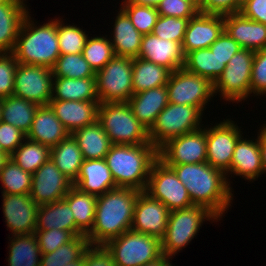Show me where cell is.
<instances>
[{"label": "cell", "instance_id": "10", "mask_svg": "<svg viewBox=\"0 0 266 266\" xmlns=\"http://www.w3.org/2000/svg\"><path fill=\"white\" fill-rule=\"evenodd\" d=\"M133 58L114 56L95 72L100 103L128 102L134 94L132 83Z\"/></svg>", "mask_w": 266, "mask_h": 266}, {"label": "cell", "instance_id": "15", "mask_svg": "<svg viewBox=\"0 0 266 266\" xmlns=\"http://www.w3.org/2000/svg\"><path fill=\"white\" fill-rule=\"evenodd\" d=\"M52 69L44 66L18 63L14 80L13 96L37 105H48L53 88Z\"/></svg>", "mask_w": 266, "mask_h": 266}, {"label": "cell", "instance_id": "17", "mask_svg": "<svg viewBox=\"0 0 266 266\" xmlns=\"http://www.w3.org/2000/svg\"><path fill=\"white\" fill-rule=\"evenodd\" d=\"M72 186L73 182L49 159L32 174L29 195L40 206L64 199Z\"/></svg>", "mask_w": 266, "mask_h": 266}, {"label": "cell", "instance_id": "7", "mask_svg": "<svg viewBox=\"0 0 266 266\" xmlns=\"http://www.w3.org/2000/svg\"><path fill=\"white\" fill-rule=\"evenodd\" d=\"M204 114L195 106L168 103L148 130L150 143L159 149L172 138L202 128Z\"/></svg>", "mask_w": 266, "mask_h": 266}, {"label": "cell", "instance_id": "53", "mask_svg": "<svg viewBox=\"0 0 266 266\" xmlns=\"http://www.w3.org/2000/svg\"><path fill=\"white\" fill-rule=\"evenodd\" d=\"M240 13L248 19L266 25V0H244Z\"/></svg>", "mask_w": 266, "mask_h": 266}, {"label": "cell", "instance_id": "58", "mask_svg": "<svg viewBox=\"0 0 266 266\" xmlns=\"http://www.w3.org/2000/svg\"><path fill=\"white\" fill-rule=\"evenodd\" d=\"M196 7L197 9L202 12L207 14V0H190Z\"/></svg>", "mask_w": 266, "mask_h": 266}, {"label": "cell", "instance_id": "34", "mask_svg": "<svg viewBox=\"0 0 266 266\" xmlns=\"http://www.w3.org/2000/svg\"><path fill=\"white\" fill-rule=\"evenodd\" d=\"M50 159L67 178L73 183L76 181L84 158L71 134L56 146L51 147Z\"/></svg>", "mask_w": 266, "mask_h": 266}, {"label": "cell", "instance_id": "23", "mask_svg": "<svg viewBox=\"0 0 266 266\" xmlns=\"http://www.w3.org/2000/svg\"><path fill=\"white\" fill-rule=\"evenodd\" d=\"M224 30L244 49L266 48V25L244 17L240 12L224 15Z\"/></svg>", "mask_w": 266, "mask_h": 266}, {"label": "cell", "instance_id": "56", "mask_svg": "<svg viewBox=\"0 0 266 266\" xmlns=\"http://www.w3.org/2000/svg\"><path fill=\"white\" fill-rule=\"evenodd\" d=\"M170 260H173L171 257L166 256L165 254H162L159 258L146 263L143 266H170L173 262Z\"/></svg>", "mask_w": 266, "mask_h": 266}, {"label": "cell", "instance_id": "51", "mask_svg": "<svg viewBox=\"0 0 266 266\" xmlns=\"http://www.w3.org/2000/svg\"><path fill=\"white\" fill-rule=\"evenodd\" d=\"M209 49L227 65L233 55L241 49V46L224 30Z\"/></svg>", "mask_w": 266, "mask_h": 266}, {"label": "cell", "instance_id": "55", "mask_svg": "<svg viewBox=\"0 0 266 266\" xmlns=\"http://www.w3.org/2000/svg\"><path fill=\"white\" fill-rule=\"evenodd\" d=\"M258 128L259 150L262 159V175L266 176V121Z\"/></svg>", "mask_w": 266, "mask_h": 266}, {"label": "cell", "instance_id": "21", "mask_svg": "<svg viewBox=\"0 0 266 266\" xmlns=\"http://www.w3.org/2000/svg\"><path fill=\"white\" fill-rule=\"evenodd\" d=\"M138 58L167 67L172 72L184 68L185 54L182 43L144 34Z\"/></svg>", "mask_w": 266, "mask_h": 266}, {"label": "cell", "instance_id": "38", "mask_svg": "<svg viewBox=\"0 0 266 266\" xmlns=\"http://www.w3.org/2000/svg\"><path fill=\"white\" fill-rule=\"evenodd\" d=\"M50 151V147L26 138L10 158L24 171L33 174L50 159Z\"/></svg>", "mask_w": 266, "mask_h": 266}, {"label": "cell", "instance_id": "11", "mask_svg": "<svg viewBox=\"0 0 266 266\" xmlns=\"http://www.w3.org/2000/svg\"><path fill=\"white\" fill-rule=\"evenodd\" d=\"M168 102L198 107L203 113L213 101L214 84L207 78L180 68L173 71L166 84Z\"/></svg>", "mask_w": 266, "mask_h": 266}, {"label": "cell", "instance_id": "60", "mask_svg": "<svg viewBox=\"0 0 266 266\" xmlns=\"http://www.w3.org/2000/svg\"><path fill=\"white\" fill-rule=\"evenodd\" d=\"M65 266H84V255L79 260H76L75 262L68 263Z\"/></svg>", "mask_w": 266, "mask_h": 266}, {"label": "cell", "instance_id": "44", "mask_svg": "<svg viewBox=\"0 0 266 266\" xmlns=\"http://www.w3.org/2000/svg\"><path fill=\"white\" fill-rule=\"evenodd\" d=\"M119 7L128 15L138 32L142 35L152 33L159 17L156 7L137 5L129 0H121Z\"/></svg>", "mask_w": 266, "mask_h": 266}, {"label": "cell", "instance_id": "63", "mask_svg": "<svg viewBox=\"0 0 266 266\" xmlns=\"http://www.w3.org/2000/svg\"><path fill=\"white\" fill-rule=\"evenodd\" d=\"M11 0H0V4H5V3H8L10 2Z\"/></svg>", "mask_w": 266, "mask_h": 266}, {"label": "cell", "instance_id": "61", "mask_svg": "<svg viewBox=\"0 0 266 266\" xmlns=\"http://www.w3.org/2000/svg\"><path fill=\"white\" fill-rule=\"evenodd\" d=\"M0 155H9L8 153H6L4 151V149L2 148V146L0 145Z\"/></svg>", "mask_w": 266, "mask_h": 266}, {"label": "cell", "instance_id": "9", "mask_svg": "<svg viewBox=\"0 0 266 266\" xmlns=\"http://www.w3.org/2000/svg\"><path fill=\"white\" fill-rule=\"evenodd\" d=\"M116 266H143L162 255L161 240L157 237L125 231L105 245Z\"/></svg>", "mask_w": 266, "mask_h": 266}, {"label": "cell", "instance_id": "19", "mask_svg": "<svg viewBox=\"0 0 266 266\" xmlns=\"http://www.w3.org/2000/svg\"><path fill=\"white\" fill-rule=\"evenodd\" d=\"M224 31V15L199 12L188 20L182 42L185 56L192 51L209 48Z\"/></svg>", "mask_w": 266, "mask_h": 266}, {"label": "cell", "instance_id": "26", "mask_svg": "<svg viewBox=\"0 0 266 266\" xmlns=\"http://www.w3.org/2000/svg\"><path fill=\"white\" fill-rule=\"evenodd\" d=\"M108 34L116 56L137 58L141 48L142 34L136 30L128 15L119 7ZM111 35V36H110Z\"/></svg>", "mask_w": 266, "mask_h": 266}, {"label": "cell", "instance_id": "64", "mask_svg": "<svg viewBox=\"0 0 266 266\" xmlns=\"http://www.w3.org/2000/svg\"><path fill=\"white\" fill-rule=\"evenodd\" d=\"M1 99H0V122H1Z\"/></svg>", "mask_w": 266, "mask_h": 266}, {"label": "cell", "instance_id": "52", "mask_svg": "<svg viewBox=\"0 0 266 266\" xmlns=\"http://www.w3.org/2000/svg\"><path fill=\"white\" fill-rule=\"evenodd\" d=\"M84 266H116L104 245H90L84 253Z\"/></svg>", "mask_w": 266, "mask_h": 266}, {"label": "cell", "instance_id": "41", "mask_svg": "<svg viewBox=\"0 0 266 266\" xmlns=\"http://www.w3.org/2000/svg\"><path fill=\"white\" fill-rule=\"evenodd\" d=\"M64 20V21H63ZM63 17H57V37L60 54H79L83 52L89 37L83 27L65 22ZM78 26V27H77Z\"/></svg>", "mask_w": 266, "mask_h": 266}, {"label": "cell", "instance_id": "35", "mask_svg": "<svg viewBox=\"0 0 266 266\" xmlns=\"http://www.w3.org/2000/svg\"><path fill=\"white\" fill-rule=\"evenodd\" d=\"M64 199L73 212L75 225L87 235L93 228L97 196L83 192L73 185Z\"/></svg>", "mask_w": 266, "mask_h": 266}, {"label": "cell", "instance_id": "8", "mask_svg": "<svg viewBox=\"0 0 266 266\" xmlns=\"http://www.w3.org/2000/svg\"><path fill=\"white\" fill-rule=\"evenodd\" d=\"M255 51L241 48L233 55L220 77L214 83V94L220 100L235 106L251 97V71ZM218 94V95H217Z\"/></svg>", "mask_w": 266, "mask_h": 266}, {"label": "cell", "instance_id": "48", "mask_svg": "<svg viewBox=\"0 0 266 266\" xmlns=\"http://www.w3.org/2000/svg\"><path fill=\"white\" fill-rule=\"evenodd\" d=\"M34 235L41 254L53 252L75 237L70 231L58 230L56 228L51 230H35Z\"/></svg>", "mask_w": 266, "mask_h": 266}, {"label": "cell", "instance_id": "4", "mask_svg": "<svg viewBox=\"0 0 266 266\" xmlns=\"http://www.w3.org/2000/svg\"><path fill=\"white\" fill-rule=\"evenodd\" d=\"M104 159L117 187L145 191L158 149L152 144H112Z\"/></svg>", "mask_w": 266, "mask_h": 266}, {"label": "cell", "instance_id": "14", "mask_svg": "<svg viewBox=\"0 0 266 266\" xmlns=\"http://www.w3.org/2000/svg\"><path fill=\"white\" fill-rule=\"evenodd\" d=\"M206 124L193 132L168 140L158 149L166 166L203 163L207 160Z\"/></svg>", "mask_w": 266, "mask_h": 266}, {"label": "cell", "instance_id": "28", "mask_svg": "<svg viewBox=\"0 0 266 266\" xmlns=\"http://www.w3.org/2000/svg\"><path fill=\"white\" fill-rule=\"evenodd\" d=\"M66 230L74 236L84 234L76 225L73 212L65 199L40 205L37 213L36 230Z\"/></svg>", "mask_w": 266, "mask_h": 266}, {"label": "cell", "instance_id": "24", "mask_svg": "<svg viewBox=\"0 0 266 266\" xmlns=\"http://www.w3.org/2000/svg\"><path fill=\"white\" fill-rule=\"evenodd\" d=\"M69 135L70 133L59 121L53 109L48 104L38 107L26 138L51 148L59 144Z\"/></svg>", "mask_w": 266, "mask_h": 266}, {"label": "cell", "instance_id": "62", "mask_svg": "<svg viewBox=\"0 0 266 266\" xmlns=\"http://www.w3.org/2000/svg\"><path fill=\"white\" fill-rule=\"evenodd\" d=\"M18 1H20L21 3H23L26 7H29V5L27 4L28 2V0H18Z\"/></svg>", "mask_w": 266, "mask_h": 266}, {"label": "cell", "instance_id": "46", "mask_svg": "<svg viewBox=\"0 0 266 266\" xmlns=\"http://www.w3.org/2000/svg\"><path fill=\"white\" fill-rule=\"evenodd\" d=\"M17 65L12 52H0V99L13 95Z\"/></svg>", "mask_w": 266, "mask_h": 266}, {"label": "cell", "instance_id": "43", "mask_svg": "<svg viewBox=\"0 0 266 266\" xmlns=\"http://www.w3.org/2000/svg\"><path fill=\"white\" fill-rule=\"evenodd\" d=\"M53 77L87 78L95 77L94 70L83 54H60L52 68Z\"/></svg>", "mask_w": 266, "mask_h": 266}, {"label": "cell", "instance_id": "42", "mask_svg": "<svg viewBox=\"0 0 266 266\" xmlns=\"http://www.w3.org/2000/svg\"><path fill=\"white\" fill-rule=\"evenodd\" d=\"M82 54L94 72L102 69L115 56L110 38L103 34L89 36Z\"/></svg>", "mask_w": 266, "mask_h": 266}, {"label": "cell", "instance_id": "30", "mask_svg": "<svg viewBox=\"0 0 266 266\" xmlns=\"http://www.w3.org/2000/svg\"><path fill=\"white\" fill-rule=\"evenodd\" d=\"M51 100L99 101L96 78L54 77Z\"/></svg>", "mask_w": 266, "mask_h": 266}, {"label": "cell", "instance_id": "49", "mask_svg": "<svg viewBox=\"0 0 266 266\" xmlns=\"http://www.w3.org/2000/svg\"><path fill=\"white\" fill-rule=\"evenodd\" d=\"M161 16L193 18L200 11L190 0H162L157 6Z\"/></svg>", "mask_w": 266, "mask_h": 266}, {"label": "cell", "instance_id": "27", "mask_svg": "<svg viewBox=\"0 0 266 266\" xmlns=\"http://www.w3.org/2000/svg\"><path fill=\"white\" fill-rule=\"evenodd\" d=\"M138 121L149 130L158 114L168 105L166 85L134 93L127 102Z\"/></svg>", "mask_w": 266, "mask_h": 266}, {"label": "cell", "instance_id": "3", "mask_svg": "<svg viewBox=\"0 0 266 266\" xmlns=\"http://www.w3.org/2000/svg\"><path fill=\"white\" fill-rule=\"evenodd\" d=\"M30 13L22 22L12 53L18 63L52 69L60 56L57 17L40 25Z\"/></svg>", "mask_w": 266, "mask_h": 266}, {"label": "cell", "instance_id": "32", "mask_svg": "<svg viewBox=\"0 0 266 266\" xmlns=\"http://www.w3.org/2000/svg\"><path fill=\"white\" fill-rule=\"evenodd\" d=\"M172 71L142 58H133L132 83L134 93L162 87L167 84Z\"/></svg>", "mask_w": 266, "mask_h": 266}, {"label": "cell", "instance_id": "29", "mask_svg": "<svg viewBox=\"0 0 266 266\" xmlns=\"http://www.w3.org/2000/svg\"><path fill=\"white\" fill-rule=\"evenodd\" d=\"M30 10L18 0L0 4V52H13L22 22Z\"/></svg>", "mask_w": 266, "mask_h": 266}, {"label": "cell", "instance_id": "1", "mask_svg": "<svg viewBox=\"0 0 266 266\" xmlns=\"http://www.w3.org/2000/svg\"><path fill=\"white\" fill-rule=\"evenodd\" d=\"M168 167L185 185L194 205L206 207L220 221L233 207L234 190L223 171L207 162Z\"/></svg>", "mask_w": 266, "mask_h": 266}, {"label": "cell", "instance_id": "54", "mask_svg": "<svg viewBox=\"0 0 266 266\" xmlns=\"http://www.w3.org/2000/svg\"><path fill=\"white\" fill-rule=\"evenodd\" d=\"M242 0H207V14L227 15L240 12Z\"/></svg>", "mask_w": 266, "mask_h": 266}, {"label": "cell", "instance_id": "16", "mask_svg": "<svg viewBox=\"0 0 266 266\" xmlns=\"http://www.w3.org/2000/svg\"><path fill=\"white\" fill-rule=\"evenodd\" d=\"M2 212L11 236L31 235L36 230L39 206L29 194H2Z\"/></svg>", "mask_w": 266, "mask_h": 266}, {"label": "cell", "instance_id": "20", "mask_svg": "<svg viewBox=\"0 0 266 266\" xmlns=\"http://www.w3.org/2000/svg\"><path fill=\"white\" fill-rule=\"evenodd\" d=\"M256 134H257L256 137L253 136L250 137V139L248 135H246L245 138L243 135L238 140L235 149L233 151L231 167L229 171L226 173L228 183L230 186H232V178H236L237 176L250 183L256 180L258 181L259 177H263L262 159L259 150L258 132ZM229 177L230 178L232 177L231 180Z\"/></svg>", "mask_w": 266, "mask_h": 266}, {"label": "cell", "instance_id": "22", "mask_svg": "<svg viewBox=\"0 0 266 266\" xmlns=\"http://www.w3.org/2000/svg\"><path fill=\"white\" fill-rule=\"evenodd\" d=\"M99 101L51 100L49 105L56 117L72 134L97 121Z\"/></svg>", "mask_w": 266, "mask_h": 266}, {"label": "cell", "instance_id": "31", "mask_svg": "<svg viewBox=\"0 0 266 266\" xmlns=\"http://www.w3.org/2000/svg\"><path fill=\"white\" fill-rule=\"evenodd\" d=\"M71 135L76 140L84 160L104 159L112 145L98 121L76 130Z\"/></svg>", "mask_w": 266, "mask_h": 266}, {"label": "cell", "instance_id": "5", "mask_svg": "<svg viewBox=\"0 0 266 266\" xmlns=\"http://www.w3.org/2000/svg\"><path fill=\"white\" fill-rule=\"evenodd\" d=\"M207 221L217 224L220 220L204 206L192 205L170 211L166 232L161 239L162 254L173 259L190 245Z\"/></svg>", "mask_w": 266, "mask_h": 266}, {"label": "cell", "instance_id": "36", "mask_svg": "<svg viewBox=\"0 0 266 266\" xmlns=\"http://www.w3.org/2000/svg\"><path fill=\"white\" fill-rule=\"evenodd\" d=\"M8 235V266H40L41 251L34 234Z\"/></svg>", "mask_w": 266, "mask_h": 266}, {"label": "cell", "instance_id": "40", "mask_svg": "<svg viewBox=\"0 0 266 266\" xmlns=\"http://www.w3.org/2000/svg\"><path fill=\"white\" fill-rule=\"evenodd\" d=\"M0 181L1 194H30L32 174L10 158L0 172Z\"/></svg>", "mask_w": 266, "mask_h": 266}, {"label": "cell", "instance_id": "2", "mask_svg": "<svg viewBox=\"0 0 266 266\" xmlns=\"http://www.w3.org/2000/svg\"><path fill=\"white\" fill-rule=\"evenodd\" d=\"M140 192L133 188L118 187L97 196L93 228L86 235L90 245H105L131 230Z\"/></svg>", "mask_w": 266, "mask_h": 266}, {"label": "cell", "instance_id": "57", "mask_svg": "<svg viewBox=\"0 0 266 266\" xmlns=\"http://www.w3.org/2000/svg\"><path fill=\"white\" fill-rule=\"evenodd\" d=\"M130 2L137 5H146L156 7L162 0H129Z\"/></svg>", "mask_w": 266, "mask_h": 266}, {"label": "cell", "instance_id": "12", "mask_svg": "<svg viewBox=\"0 0 266 266\" xmlns=\"http://www.w3.org/2000/svg\"><path fill=\"white\" fill-rule=\"evenodd\" d=\"M228 117L214 125L206 123V162L225 174L231 167L235 146L244 134L242 126H238L230 115Z\"/></svg>", "mask_w": 266, "mask_h": 266}, {"label": "cell", "instance_id": "47", "mask_svg": "<svg viewBox=\"0 0 266 266\" xmlns=\"http://www.w3.org/2000/svg\"><path fill=\"white\" fill-rule=\"evenodd\" d=\"M251 97H266V48L255 51L251 71Z\"/></svg>", "mask_w": 266, "mask_h": 266}, {"label": "cell", "instance_id": "33", "mask_svg": "<svg viewBox=\"0 0 266 266\" xmlns=\"http://www.w3.org/2000/svg\"><path fill=\"white\" fill-rule=\"evenodd\" d=\"M39 105L32 101L9 96L1 99V121L20 129L26 135L30 131Z\"/></svg>", "mask_w": 266, "mask_h": 266}, {"label": "cell", "instance_id": "18", "mask_svg": "<svg viewBox=\"0 0 266 266\" xmlns=\"http://www.w3.org/2000/svg\"><path fill=\"white\" fill-rule=\"evenodd\" d=\"M170 210L159 200L141 191L135 204L131 230L158 239L165 235Z\"/></svg>", "mask_w": 266, "mask_h": 266}, {"label": "cell", "instance_id": "6", "mask_svg": "<svg viewBox=\"0 0 266 266\" xmlns=\"http://www.w3.org/2000/svg\"><path fill=\"white\" fill-rule=\"evenodd\" d=\"M97 121L112 144H151L147 128L134 116L127 102L99 103Z\"/></svg>", "mask_w": 266, "mask_h": 266}, {"label": "cell", "instance_id": "59", "mask_svg": "<svg viewBox=\"0 0 266 266\" xmlns=\"http://www.w3.org/2000/svg\"><path fill=\"white\" fill-rule=\"evenodd\" d=\"M9 159L10 155H0V172Z\"/></svg>", "mask_w": 266, "mask_h": 266}, {"label": "cell", "instance_id": "25", "mask_svg": "<svg viewBox=\"0 0 266 266\" xmlns=\"http://www.w3.org/2000/svg\"><path fill=\"white\" fill-rule=\"evenodd\" d=\"M73 185L96 196L118 188L105 159L84 160Z\"/></svg>", "mask_w": 266, "mask_h": 266}, {"label": "cell", "instance_id": "45", "mask_svg": "<svg viewBox=\"0 0 266 266\" xmlns=\"http://www.w3.org/2000/svg\"><path fill=\"white\" fill-rule=\"evenodd\" d=\"M189 19L159 15L152 34L162 39L182 43Z\"/></svg>", "mask_w": 266, "mask_h": 266}, {"label": "cell", "instance_id": "50", "mask_svg": "<svg viewBox=\"0 0 266 266\" xmlns=\"http://www.w3.org/2000/svg\"><path fill=\"white\" fill-rule=\"evenodd\" d=\"M26 139V134L11 124L0 122V145L11 155Z\"/></svg>", "mask_w": 266, "mask_h": 266}, {"label": "cell", "instance_id": "13", "mask_svg": "<svg viewBox=\"0 0 266 266\" xmlns=\"http://www.w3.org/2000/svg\"><path fill=\"white\" fill-rule=\"evenodd\" d=\"M145 192L153 199L161 201L170 211L194 205L185 185L159 159L151 166Z\"/></svg>", "mask_w": 266, "mask_h": 266}, {"label": "cell", "instance_id": "37", "mask_svg": "<svg viewBox=\"0 0 266 266\" xmlns=\"http://www.w3.org/2000/svg\"><path fill=\"white\" fill-rule=\"evenodd\" d=\"M226 65L209 48L189 52L185 56L184 68L209 79L213 84L222 74Z\"/></svg>", "mask_w": 266, "mask_h": 266}, {"label": "cell", "instance_id": "39", "mask_svg": "<svg viewBox=\"0 0 266 266\" xmlns=\"http://www.w3.org/2000/svg\"><path fill=\"white\" fill-rule=\"evenodd\" d=\"M90 246L85 234L75 236L68 243L58 247L55 251L41 254L40 266H65L79 260Z\"/></svg>", "mask_w": 266, "mask_h": 266}]
</instances>
